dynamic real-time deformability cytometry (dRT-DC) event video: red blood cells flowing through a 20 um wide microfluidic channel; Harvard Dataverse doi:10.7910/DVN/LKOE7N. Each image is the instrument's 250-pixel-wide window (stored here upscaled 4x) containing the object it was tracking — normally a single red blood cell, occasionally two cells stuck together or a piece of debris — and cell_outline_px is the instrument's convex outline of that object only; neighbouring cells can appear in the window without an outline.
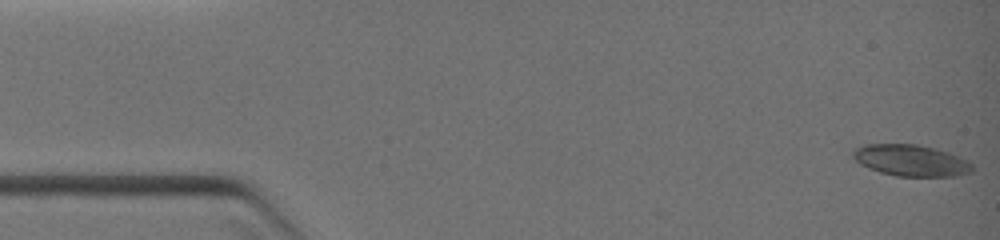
{"species": "common noctule bat (a hibernating species)", "species_latin": "Nyctalus noctula", "temperature_condition": "warm", "stored_images_in_passage": 53, "camera_frame_rate_fps": 3000, "um_per_image_px": 0.085, "animal": {"sex": "female", "body_mass_g": 19.0, "forearm_length_mm": 51.5}, "frame": {"image": 1, "passage_image": 1, "time_ms": 0.0, "image_size_px": [1000, 240], "cell_outline_px": [[972, 172], [956, 176], [896, 176], [880, 172], [868, 168], [860, 164], [852, 156], [852, 148], [864, 144], [916, 144], [948, 152], [968, 160], [972, 164]], "centroid_in_image_um": [77.4, 13.63], "position_along_channel_um": 7.6, "area_um2": 21.91}}
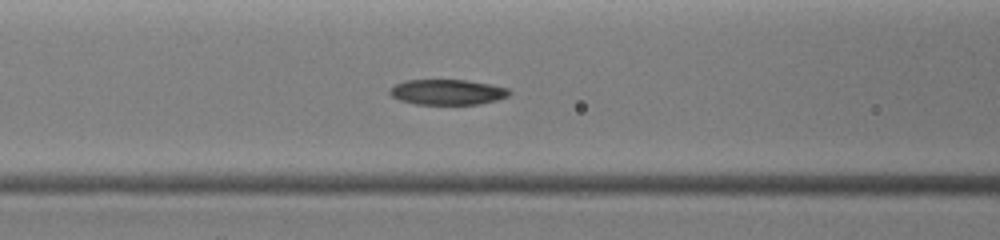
{"frame": {"image": 2, "passage_image": 24, "time_ms": 4.667, "image_size_px": [1000, 240], "cell_outline_px": [[512, 92], [508, 96], [496, 100], [480, 104], [416, 104], [400, 100], [392, 96], [388, 92], [396, 84], [408, 80], [464, 80], [488, 84], [508, 88]], "centroid_in_image_um": [38.04, 7.83], "position_along_channel_um": 128.6, "area_um2": 17.46}}
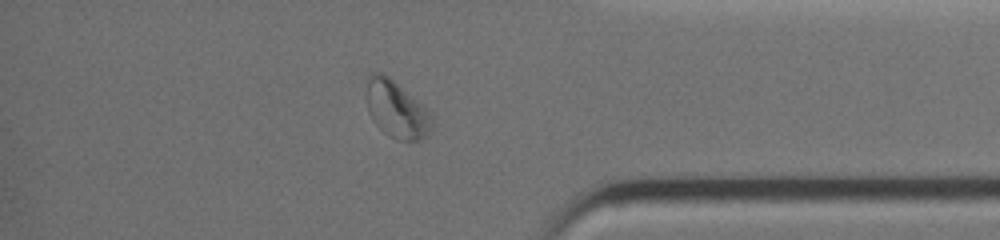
{"frame": {"image": 3, "passage_image": 44, "time_ms": 10.0, "image_size_px": [1000, 240], "cell_outline_px": [[432, 128], [428, 136], [420, 140], [396, 140], [388, 136], [372, 120], [368, 112], [368, 76], [376, 72], [380, 72], [388, 76], [428, 108], [432, 116]], "centroid_in_image_um": [33.75, 9.33], "position_along_channel_um": 401.5, "area_um2": 21.73}}